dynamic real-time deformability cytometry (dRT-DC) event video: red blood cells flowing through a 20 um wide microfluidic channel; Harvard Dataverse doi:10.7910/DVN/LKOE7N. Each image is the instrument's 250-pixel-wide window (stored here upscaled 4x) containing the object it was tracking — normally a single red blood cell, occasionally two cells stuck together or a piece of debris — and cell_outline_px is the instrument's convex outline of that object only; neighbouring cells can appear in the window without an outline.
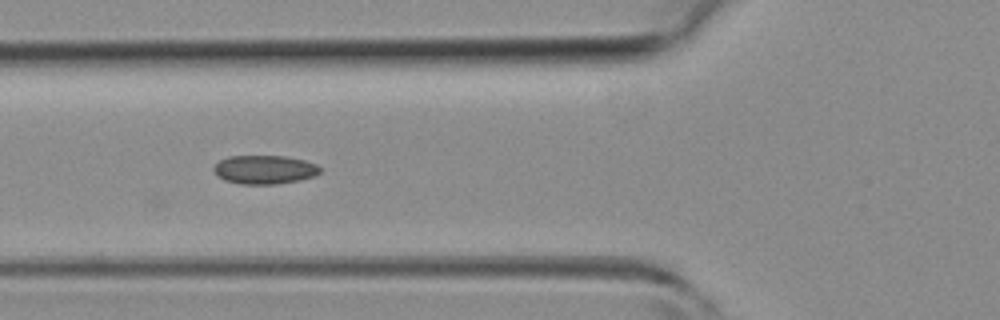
{"species": "common noctule bat (a hibernating species)", "species_latin": "Nyctalus noctula", "temperature_condition": "room temperature", "stored_images_in_passage": 4, "camera_frame_rate_fps": 3000, "um_per_image_px": 0.085, "animal": {"sex": "female", "body_mass_g": 19.3, "forearm_length_mm": 54.1}, "frame": {"image": 1, "passage_image": 4, "time_ms": 3.333, "image_size_px": [1000, 320], "cell_outline_px": [[320, 172], [316, 176], [300, 180], [276, 184], [240, 184], [224, 180], [212, 168], [220, 160], [228, 156], [288, 156], [304, 160], [316, 164], [320, 168]], "centroid_in_image_um": [22.51, 14.41], "position_along_channel_um": 103.3, "area_um2": 17.8}}